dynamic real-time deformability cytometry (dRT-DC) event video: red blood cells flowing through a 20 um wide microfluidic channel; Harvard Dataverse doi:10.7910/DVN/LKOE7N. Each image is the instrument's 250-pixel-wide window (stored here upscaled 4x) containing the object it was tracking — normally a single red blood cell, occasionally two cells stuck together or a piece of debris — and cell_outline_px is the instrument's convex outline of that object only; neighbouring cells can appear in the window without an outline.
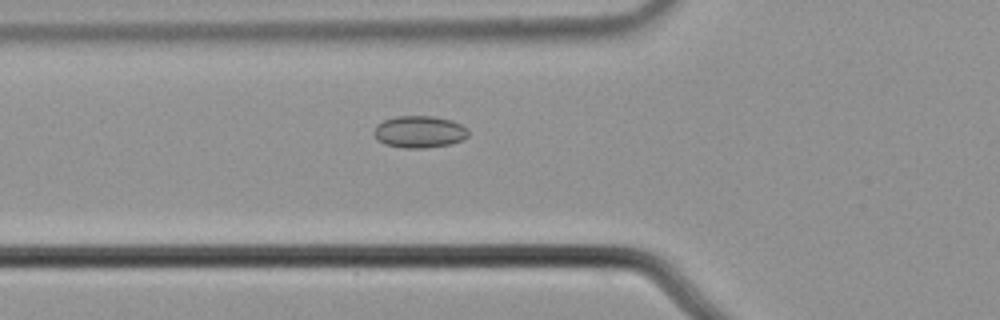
{"species": "common noctule bat (a hibernating species)", "species_latin": "Nyctalus noctula", "temperature_condition": "cold", "stored_images_in_passage": 35, "camera_frame_rate_fps": 3000, "um_per_image_px": 0.085, "animal": {"sex": "male", "body_mass_g": 21.5, "forearm_length_mm": 52.0}, "frame": {"image": 1, "passage_image": 3, "time_ms": 0.667, "image_size_px": [1000, 320], "cell_outline_px": [[468, 136], [464, 140], [448, 144], [428, 148], [404, 148], [384, 144], [376, 140], [372, 132], [376, 124], [384, 120], [396, 116], [432, 116], [452, 120], [468, 128]], "centroid_in_image_um": [35.62, 11.21], "position_along_channel_um": 90.2, "area_um2": 17.86}}
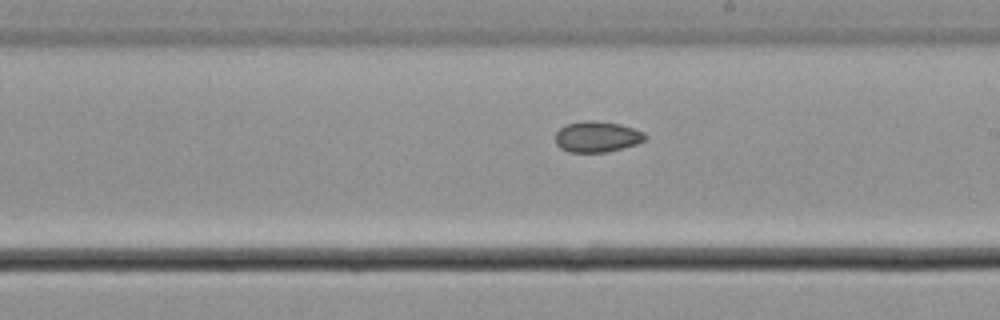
{"frame": {"image": 2, "passage_image": 15, "time_ms": 4.667, "image_size_px": [1000, 320], "cell_outline_px": [[648, 136], [644, 140], [636, 144], [608, 152], [568, 152], [560, 148], [556, 144], [556, 132], [560, 128], [568, 124], [580, 120], [596, 120], [620, 124], [644, 132]], "centroid_in_image_um": [50.74, 11.61], "position_along_channel_um": 238.3, "area_um2": 16.24}}
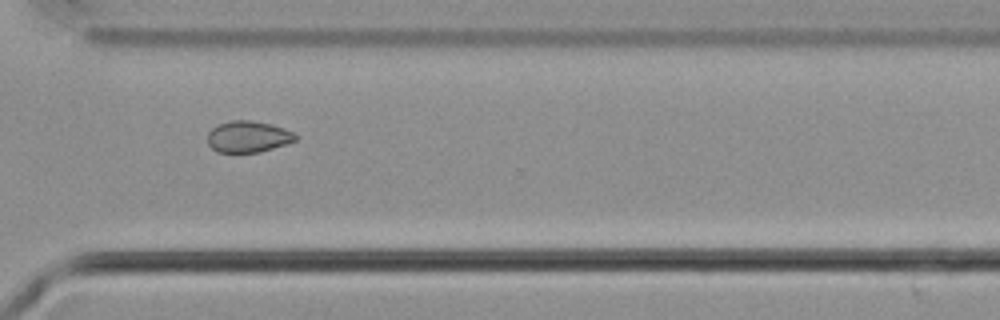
{"frame": {"image": 3, "passage_image": 24, "time_ms": 7.667, "image_size_px": [1000, 320], "cell_outline_px": [[300, 136], [296, 140], [288, 144], [260, 152], [216, 152], [208, 144], [208, 132], [212, 128], [220, 124], [232, 120], [252, 120], [284, 128]], "centroid_in_image_um": [21.11, 11.62], "position_along_channel_um": 349.5, "area_um2": 16.13}, "authors_computed_cell_mechanics": {"area_um2": 16.3574, "velocity_mm_per_s": 3.6997, "shape_relaxation_time_tau1_ms": 4.112, "shape_relaxation_time_tau2_ms": 7.1655, "deformation_change_tau1": 0.0432, "deformation_change_tau2": 0.0869}}